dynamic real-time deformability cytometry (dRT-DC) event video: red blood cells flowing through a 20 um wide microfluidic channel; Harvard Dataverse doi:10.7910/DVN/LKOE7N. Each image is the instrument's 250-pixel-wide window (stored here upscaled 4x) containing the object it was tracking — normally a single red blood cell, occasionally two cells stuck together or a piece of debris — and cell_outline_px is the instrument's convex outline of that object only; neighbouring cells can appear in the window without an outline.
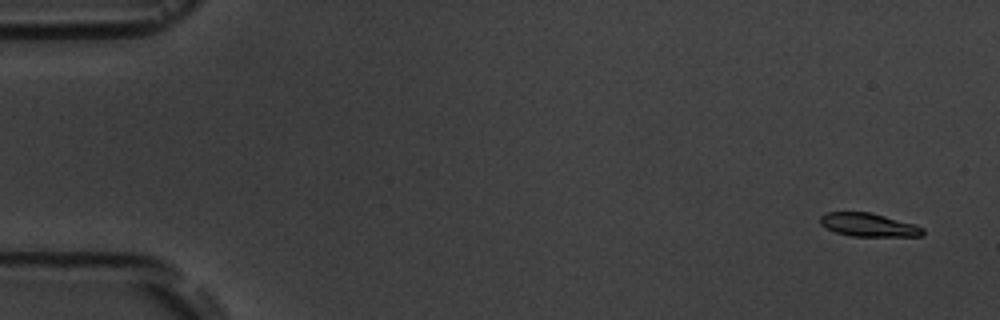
{"species": "common noctule bat (a hibernating species)", "species_latin": "Nyctalus noctula", "temperature_condition": "room temperature", "stored_images_in_passage": 5, "camera_frame_rate_fps": 3000, "um_per_image_px": 0.085, "animal": {"sex": "male", "body_mass_g": 19.5, "forearm_length_mm": 54.6}, "frame": {"image": 1, "passage_image": 1, "time_ms": 0.0, "image_size_px": [1000, 320], "cell_outline_px": [[924, 232], [920, 236], [852, 236], [836, 232], [820, 224], [820, 216], [828, 212], [868, 212], [916, 224], [924, 228]], "centroid_in_image_um": [73.84, 19.11], "position_along_channel_um": 11.2, "area_um2": 13.81}}
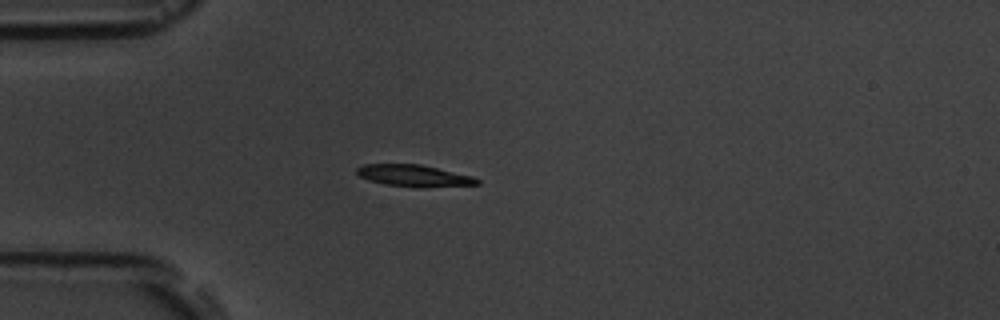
{"frame": {"image": 2, "passage_image": 5, "time_ms": 4.333, "image_size_px": [1000, 320], "cell_outline_px": [[480, 184], [420, 188], [416, 188], [388, 184], [368, 180], [360, 176], [356, 172], [356, 168], [364, 164], [420, 164], [472, 176], [480, 180]], "centroid_in_image_um": [35.2, 14.94], "position_along_channel_um": 49.8, "area_um2": 15.2}}